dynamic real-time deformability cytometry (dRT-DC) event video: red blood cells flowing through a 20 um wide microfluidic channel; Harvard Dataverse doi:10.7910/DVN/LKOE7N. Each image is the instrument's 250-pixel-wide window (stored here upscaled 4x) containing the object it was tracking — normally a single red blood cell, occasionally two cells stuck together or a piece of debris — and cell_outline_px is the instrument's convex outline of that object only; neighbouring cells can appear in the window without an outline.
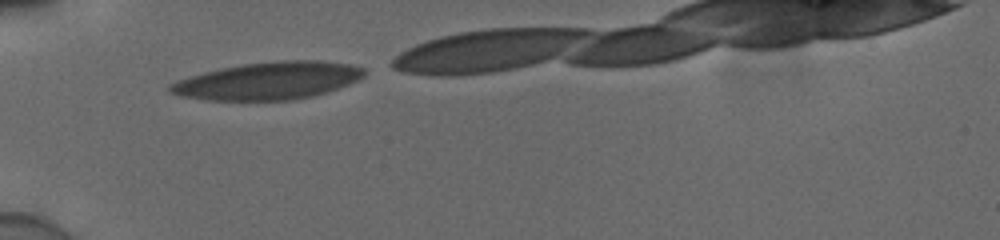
{"species": "human", "species_latin": "Homo sapiens", "temperature_condition": "cold", "stored_images_in_passage": 30, "camera_frame_rate_fps": 3000, "um_per_image_px": 0.085, "donor": {"sex": "male"}, "frame": {"image": 1, "passage_image": 1, "time_ms": 0.0, "image_size_px": [1000, 240], "cell_outline_px": [[364, 76], [348, 84], [328, 92], [316, 96], [292, 100], [208, 100], [180, 96], [168, 92], [168, 84], [176, 80], [204, 72], [220, 68], [240, 64], [276, 60], [320, 60], [348, 64], [364, 68]], "centroid_in_image_um": [22.77, 6.86], "position_along_channel_um": 62.2, "area_um2": 42.66}}
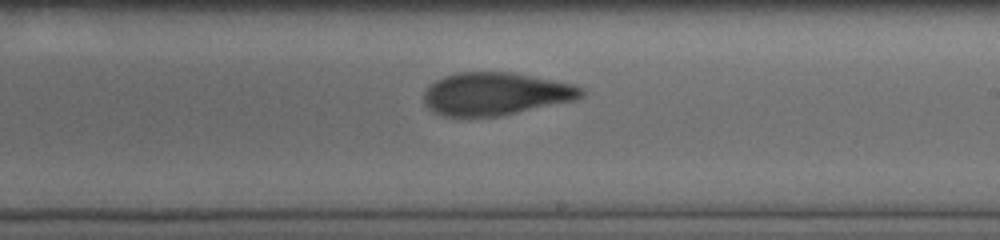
{"frame": {"image": 2, "passage_image": 16, "time_ms": 5.0, "image_size_px": [1000, 240], "cell_outline_px": [[584, 96], [576, 100], [500, 116], [444, 116], [428, 108], [424, 104], [424, 92], [428, 84], [444, 76], [456, 72], [512, 72], [572, 84], [584, 88]], "centroid_in_image_um": [42.12, 7.97], "position_along_channel_um": 246.9, "area_um2": 39.3}}
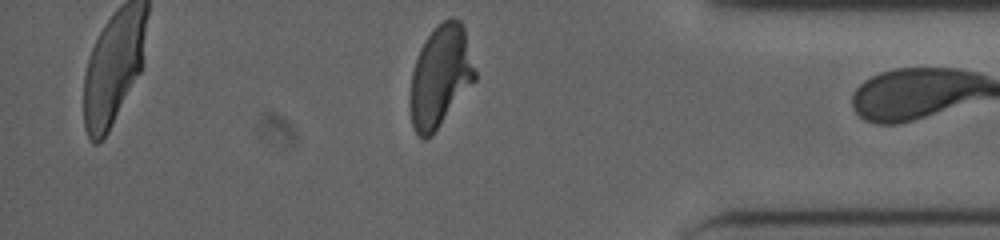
{"frame": {"image": 3, "passage_image": 29, "time_ms": 9.333, "image_size_px": [1000, 240], "cell_outline_px": [[476, 80], [432, 136], [424, 140], [416, 132], [412, 124], [408, 104], [412, 72], [420, 48], [428, 36], [444, 20], [460, 20], [464, 28], [476, 72]], "centroid_in_image_um": [37.41, 6.56], "position_along_channel_um": 397.8, "area_um2": 38.15}}